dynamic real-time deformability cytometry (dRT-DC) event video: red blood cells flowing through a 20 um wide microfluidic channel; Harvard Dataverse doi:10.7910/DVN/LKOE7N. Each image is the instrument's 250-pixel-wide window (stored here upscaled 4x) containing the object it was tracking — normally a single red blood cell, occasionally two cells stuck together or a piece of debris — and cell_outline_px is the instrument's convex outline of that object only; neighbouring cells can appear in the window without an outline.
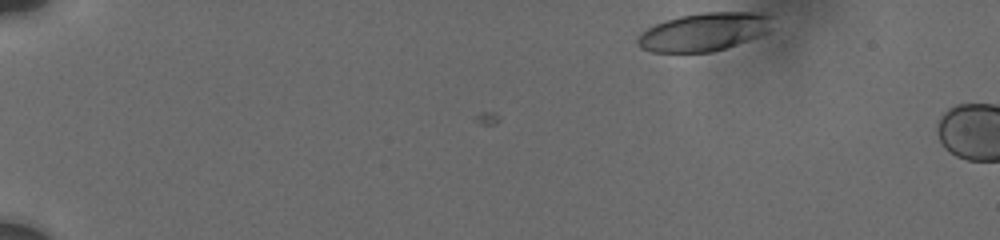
{"species": "human", "species_latin": "Homo sapiens", "temperature_condition": "cold", "stored_images_in_passage": 7, "camera_frame_rate_fps": 3000, "um_per_image_px": 0.085, "donor": {"sex": "male"}, "frame": {"image": 1, "passage_image": 1, "time_ms": 0.0, "image_size_px": [1000, 240], "cell_outline_px": [[768, 32], [736, 44], [712, 52], [652, 52], [640, 48], [636, 44], [636, 40], [640, 32], [664, 20], [680, 16], [704, 12], [752, 12], [768, 16]], "centroid_in_image_um": [59.72, 2.72], "position_along_channel_um": 25.3, "area_um2": 29.48}}